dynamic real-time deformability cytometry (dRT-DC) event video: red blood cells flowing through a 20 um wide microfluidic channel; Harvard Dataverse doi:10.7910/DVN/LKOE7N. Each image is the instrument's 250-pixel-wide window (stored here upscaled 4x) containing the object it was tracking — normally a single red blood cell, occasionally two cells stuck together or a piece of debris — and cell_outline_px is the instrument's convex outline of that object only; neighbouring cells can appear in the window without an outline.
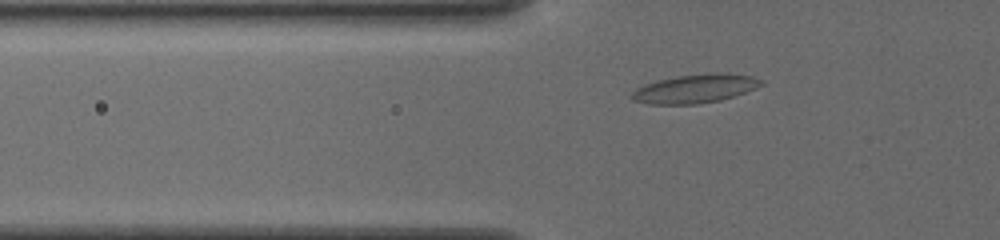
{"species": "common noctule bat (a hibernating species)", "species_latin": "Nyctalus noctula", "temperature_condition": "cold", "stored_images_in_passage": 45, "camera_frame_rate_fps": 3000, "um_per_image_px": 0.085, "animal": {"sex": "female", "body_mass_g": 19.5, "forearm_length_mm": 54.1}, "frame": {"image": 1, "passage_image": 10, "time_ms": 3.0, "image_size_px": [1000, 240], "cell_outline_px": [[764, 84], [756, 88], [720, 100], [696, 104], [648, 104], [632, 100], [628, 96], [636, 88], [644, 84], [656, 80], [676, 76], [716, 72], [728, 72], [752, 76], [760, 80]], "centroid_in_image_um": [59.04, 7.52], "position_along_channel_um": 66.8, "area_um2": 21.79}}
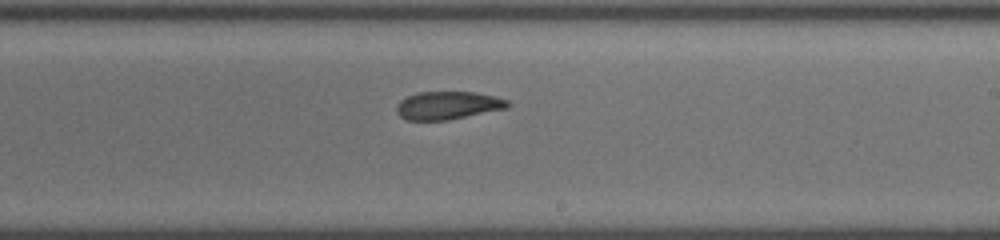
{"frame": {"image": 2, "passage_image": 25, "time_ms": 8.0, "image_size_px": [1000, 240], "cell_outline_px": [[512, 104], [508, 108], [448, 120], [408, 120], [400, 116], [396, 112], [396, 104], [400, 100], [416, 92], [476, 92], [496, 96], [508, 100]], "centroid_in_image_um": [38.09, 8.95], "position_along_channel_um": 250.9, "area_um2": 18.32}}
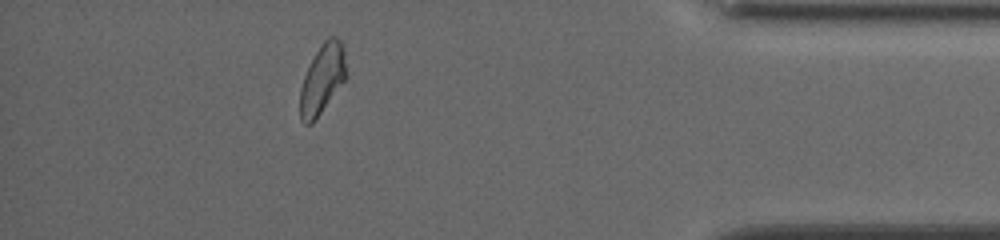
{"frame": {"image": 3, "passage_image": 40, "time_ms": 13.0, "image_size_px": [1000, 240], "cell_outline_px": [[348, 76], [316, 120], [312, 124], [304, 124], [300, 120], [300, 88], [304, 76], [320, 44], [328, 36], [336, 36], [340, 40], [344, 48]], "centroid_in_image_um": [27.42, 6.72], "position_along_channel_um": 407.8, "area_um2": 19.02}, "authors_computed_cell_mechanics": {"area_um2": 19.1318, "velocity_mm_per_s": 3.8207, "shape_relaxation_time_tau1_ms": null, "shape_relaxation_time_tau2_ms": 2.3864, "deformation_change_tau1": null, "deformation_change_tau2": 0.0855}}